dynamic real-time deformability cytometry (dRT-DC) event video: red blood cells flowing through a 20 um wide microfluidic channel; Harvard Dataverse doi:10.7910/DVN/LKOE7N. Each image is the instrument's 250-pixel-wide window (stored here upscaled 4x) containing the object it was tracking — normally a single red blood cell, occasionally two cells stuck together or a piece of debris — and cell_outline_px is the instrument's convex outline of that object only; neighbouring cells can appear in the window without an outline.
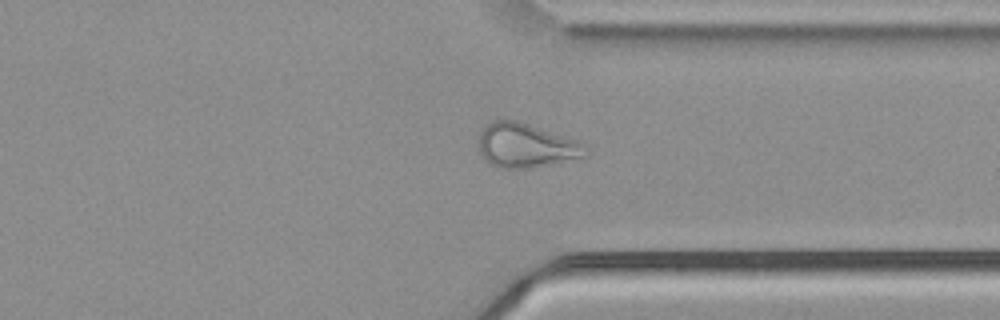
{"species": "common noctule bat (a hibernating species)", "species_latin": "Nyctalus noctula", "temperature_condition": "cold", "stored_images_in_passage": 55, "camera_frame_rate_fps": 3000, "um_per_image_px": 0.085, "animal": {"sex": "male", "body_mass_g": 21.5, "forearm_length_mm": 52.0}, "frame": {"image": 1, "passage_image": 42, "time_ms": 13.667, "image_size_px": [1000, 320], "cell_outline_px": [[588, 156], [524, 168], [496, 168], [488, 164], [484, 160], [480, 152], [480, 132], [492, 120], [516, 120], [576, 140], [584, 144]], "centroid_in_image_um": [44.66, 12.37], "position_along_channel_um": 366.7, "area_um2": 27.05}}
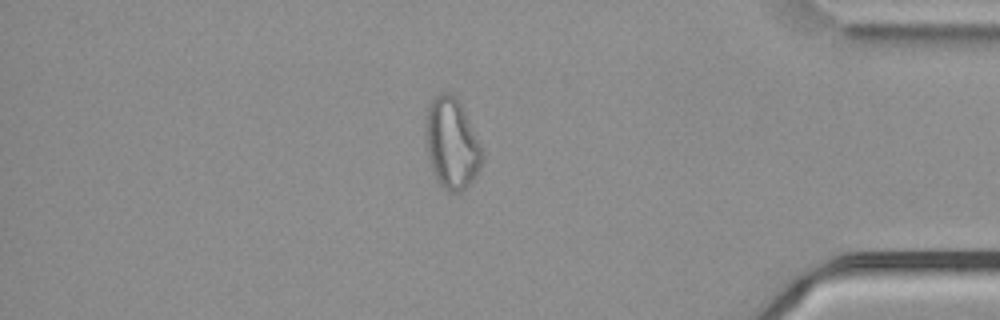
{"frame": {"image": 2, "passage_image": 47, "time_ms": 15.333, "image_size_px": [1000, 320], "cell_outline_px": [[484, 160], [480, 168], [472, 180], [460, 192], [448, 192], [436, 180], [428, 156], [424, 132], [424, 124], [428, 104], [440, 92], [448, 92], [456, 96], [460, 100], [484, 152]], "centroid_in_image_um": [38.39, 12.16], "position_along_channel_um": 396.8, "area_um2": 30.35}}